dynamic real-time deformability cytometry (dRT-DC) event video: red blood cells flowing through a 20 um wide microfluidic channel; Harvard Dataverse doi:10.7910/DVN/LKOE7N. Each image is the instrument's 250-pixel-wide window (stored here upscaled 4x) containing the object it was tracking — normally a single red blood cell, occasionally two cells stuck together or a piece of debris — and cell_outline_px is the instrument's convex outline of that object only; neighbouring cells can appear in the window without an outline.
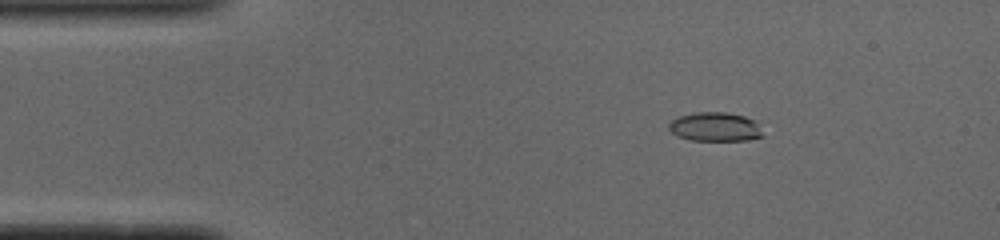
{"species": "common noctule bat (a hibernating species)", "species_latin": "Nyctalus noctula", "temperature_condition": "cold", "stored_images_in_passage": 51, "camera_frame_rate_fps": 3000, "um_per_image_px": 0.085, "animal": {"sex": "male", "body_mass_g": 19.0, "forearm_length_mm": 50.8}, "frame": {"image": 1, "passage_image": 8, "time_ms": 2.333, "image_size_px": [1000, 240], "cell_outline_px": [[764, 136], [748, 140], [692, 140], [676, 136], [668, 128], [668, 124], [672, 120], [680, 116], [692, 112], [724, 112], [744, 116], [756, 120]], "centroid_in_image_um": [60.79, 10.78], "position_along_channel_um": 24.2, "area_um2": 15.95}}
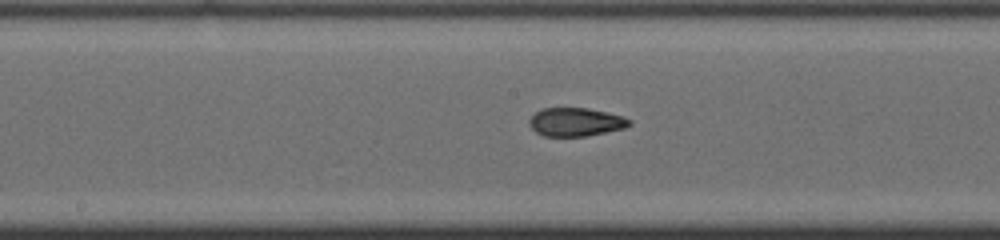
{"frame": {"image": 2, "passage_image": 26, "time_ms": 8.333, "image_size_px": [1000, 240], "cell_outline_px": [[632, 124], [624, 128], [588, 136], [544, 136], [536, 132], [528, 124], [528, 120], [536, 112], [544, 108], [588, 108], [624, 116], [632, 120]], "centroid_in_image_um": [48.95, 10.37], "position_along_channel_um": 199.2, "area_um2": 16.65}}
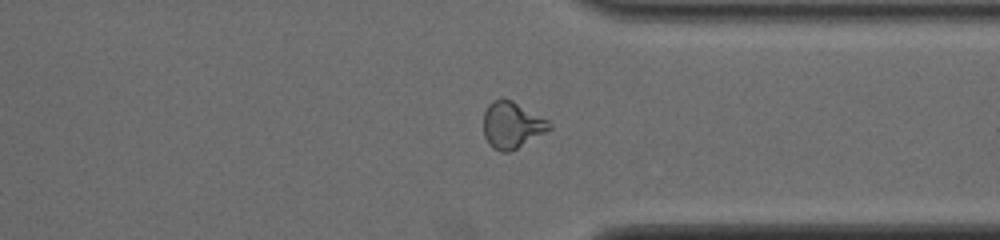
{"frame": {"image": 3, "passage_image": 39, "time_ms": 12.667, "image_size_px": [1000, 240], "cell_outline_px": [[552, 128], [516, 148], [508, 152], [500, 152], [492, 148], [488, 144], [484, 136], [484, 112], [488, 104], [492, 100], [500, 96], [512, 100], [548, 120], [552, 124]], "centroid_in_image_um": [43.47, 10.6], "position_along_channel_um": 367.9, "area_um2": 17.92}, "authors_computed_cell_mechanics": {"area_um2": 16.8198, "velocity_mm_per_s": 3.9286, "shape_relaxation_time_tau1_ms": 11.2517, "shape_relaxation_time_tau2_ms": 1.5656, "deformation_change_tau1": 0.3096, "deformation_change_tau2": 0.0647}}